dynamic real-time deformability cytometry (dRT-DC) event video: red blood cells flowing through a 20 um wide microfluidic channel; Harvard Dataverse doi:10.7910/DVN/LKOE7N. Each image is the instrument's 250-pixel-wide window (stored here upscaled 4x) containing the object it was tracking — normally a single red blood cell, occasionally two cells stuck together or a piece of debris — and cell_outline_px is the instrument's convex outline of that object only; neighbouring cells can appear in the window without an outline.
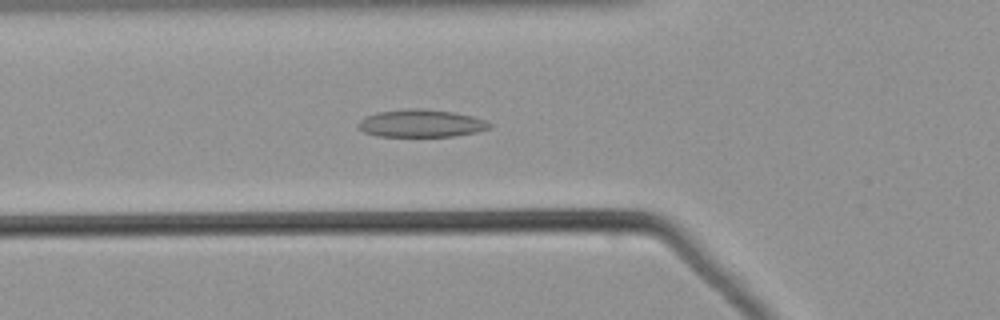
{"species": "common noctule bat (a hibernating species)", "species_latin": "Nyctalus noctula", "temperature_condition": "warm", "stored_images_in_passage": 27, "camera_frame_rate_fps": 3000, "um_per_image_px": 0.085, "animal": {"sex": "male", "body_mass_g": 21.5, "forearm_length_mm": 52.0}, "frame": {"image": 1, "passage_image": 8, "time_ms": 2.333, "image_size_px": [1000, 320], "cell_outline_px": [[492, 124], [488, 128], [476, 132], [452, 136], [376, 136], [364, 132], [356, 124], [364, 116], [376, 112], [412, 108], [420, 108], [452, 112], [472, 116], [484, 120]], "centroid_in_image_um": [35.74, 10.48], "position_along_channel_um": 90.1, "area_um2": 20.98}}